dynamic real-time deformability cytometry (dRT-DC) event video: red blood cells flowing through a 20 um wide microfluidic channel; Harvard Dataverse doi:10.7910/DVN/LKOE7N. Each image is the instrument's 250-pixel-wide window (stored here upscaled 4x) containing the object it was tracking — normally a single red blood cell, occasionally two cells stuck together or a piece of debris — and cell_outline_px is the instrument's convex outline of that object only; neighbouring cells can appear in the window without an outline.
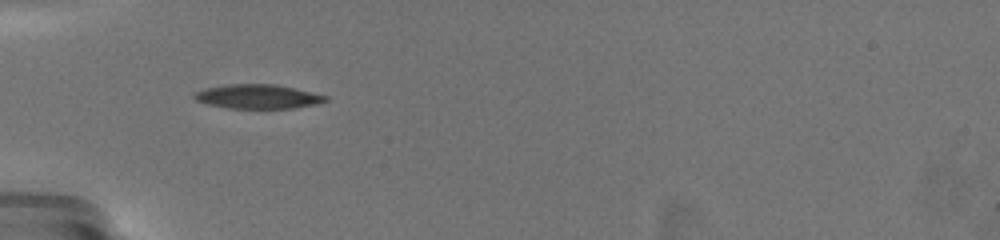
{"species": "common noctule bat (a hibernating species)", "species_latin": "Nyctalus noctula", "temperature_condition": "warm", "stored_images_in_passage": 34, "camera_frame_rate_fps": 3000, "um_per_image_px": 0.085, "animal": {"sex": "female", "body_mass_g": 19.5, "forearm_length_mm": 54.1}, "frame": {"image": 1, "passage_image": 1, "time_ms": 0.0, "image_size_px": [1000, 240], "cell_outline_px": [[328, 100], [316, 104], [292, 108], [228, 108], [208, 104], [196, 100], [192, 96], [196, 92], [204, 88], [228, 84], [276, 84], [328, 96]], "centroid_in_image_um": [21.9, 8.2], "position_along_channel_um": 63.1, "area_um2": 18.38}}
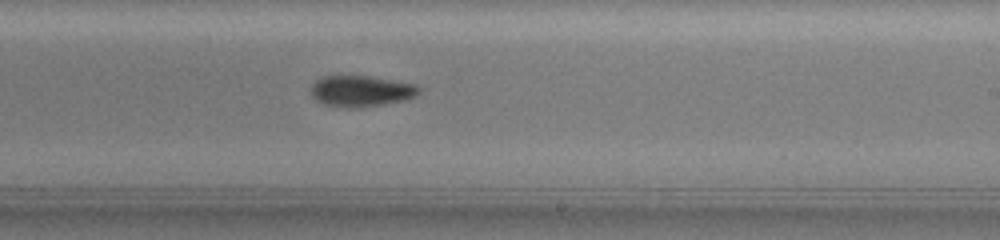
{"frame": {"image": 2, "passage_image": 22, "time_ms": 5.667, "image_size_px": [1000, 240], "cell_outline_px": [[420, 92], [416, 96], [408, 100], [364, 108], [340, 108], [320, 104], [312, 96], [312, 84], [316, 80], [324, 76], [364, 76], [416, 84], [420, 88]], "centroid_in_image_um": [30.69, 7.78], "position_along_channel_um": 258.3, "area_um2": 19.88}}
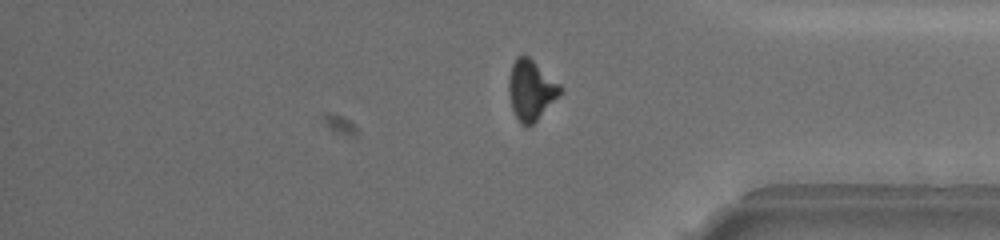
{"frame": {"image": 3, "passage_image": 33, "time_ms": 9.667, "image_size_px": [1000, 240], "cell_outline_px": [[564, 88], [536, 120], [528, 128], [520, 124], [512, 108], [508, 96], [508, 80], [512, 64], [516, 56], [528, 56], [560, 84]], "centroid_in_image_um": [45.09, 7.65], "position_along_channel_um": 390.1, "area_um2": 17.8}, "authors_computed_cell_mechanics": {"area_um2": 19.8832, "velocity_mm_per_s": 3.5589, "shape_relaxation_time_tau1_ms": 3.5993, "shape_relaxation_time_tau2_ms": 5.2361, "deformation_change_tau1": 0.1589, "deformation_change_tau2": 0.1132}}